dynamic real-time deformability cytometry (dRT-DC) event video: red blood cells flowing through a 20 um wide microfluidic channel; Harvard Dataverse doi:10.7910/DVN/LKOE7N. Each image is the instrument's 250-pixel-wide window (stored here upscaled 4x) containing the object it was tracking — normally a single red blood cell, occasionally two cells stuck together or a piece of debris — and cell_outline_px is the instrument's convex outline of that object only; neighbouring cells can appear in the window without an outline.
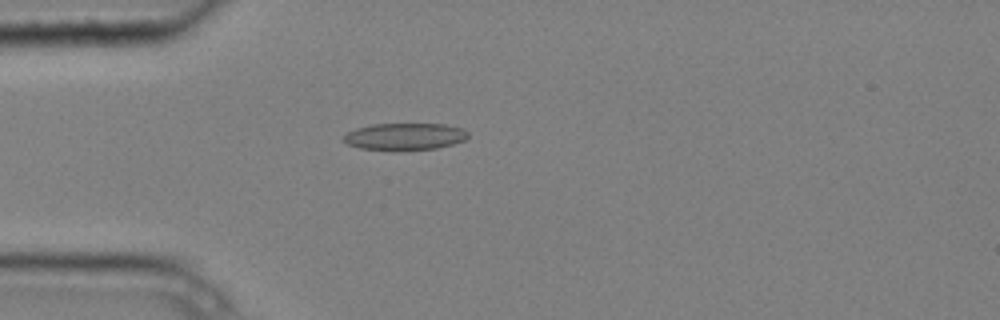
{"species": "common noctule bat (a hibernating species)", "species_latin": "Nyctalus noctula", "temperature_condition": "cold", "stored_images_in_passage": 5, "camera_frame_rate_fps": 3000, "um_per_image_px": 0.085, "animal": {"sex": "male", "body_mass_g": 20.4}, "frame": {"image": 1, "passage_image": 4, "time_ms": 1.0, "image_size_px": [1000, 320], "cell_outline_px": [[468, 136], [464, 140], [452, 144], [436, 148], [360, 148], [348, 144], [340, 140], [348, 132], [356, 128], [372, 124], [444, 124], [464, 128], [468, 132]], "centroid_in_image_um": [34.42, 11.56], "position_along_channel_um": 50.6, "area_um2": 18.9}}